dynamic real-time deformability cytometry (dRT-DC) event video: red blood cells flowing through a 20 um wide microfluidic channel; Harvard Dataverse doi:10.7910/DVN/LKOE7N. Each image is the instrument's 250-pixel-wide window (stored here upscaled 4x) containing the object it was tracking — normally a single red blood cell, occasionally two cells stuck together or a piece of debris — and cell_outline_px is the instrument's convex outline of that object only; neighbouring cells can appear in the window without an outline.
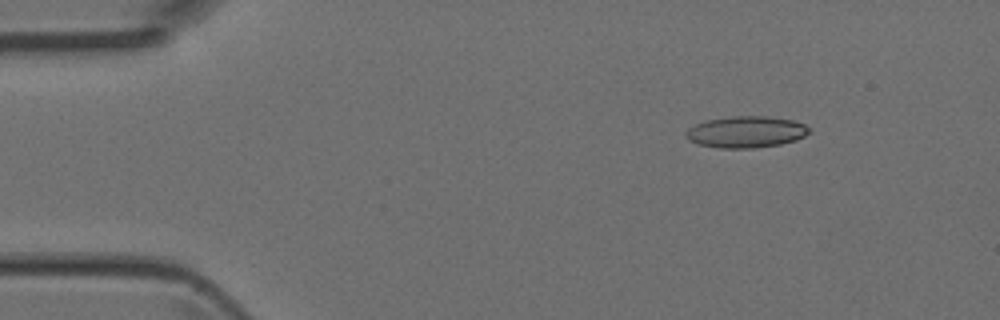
{"species": "Egyptian fruit bat (a non-hibernating species)", "species_latin": "Rousettus aegyptiacus", "temperature_condition": "room temperature", "stored_images_in_passage": 3, "camera_frame_rate_fps": 3000, "um_per_image_px": 0.085, "animal": {"sex": "female"}, "frame": {"image": 1, "passage_image": 1, "time_ms": 0.0, "image_size_px": [1000, 320], "cell_outline_px": [[808, 132], [804, 136], [796, 140], [780, 144], [756, 148], [720, 148], [700, 144], [688, 140], [684, 136], [684, 132], [688, 128], [696, 124], [708, 120], [732, 116], [768, 116], [792, 120], [804, 124], [808, 128]], "centroid_in_image_um": [63.38, 11.21], "position_along_channel_um": 21.6, "area_um2": 22.54}}
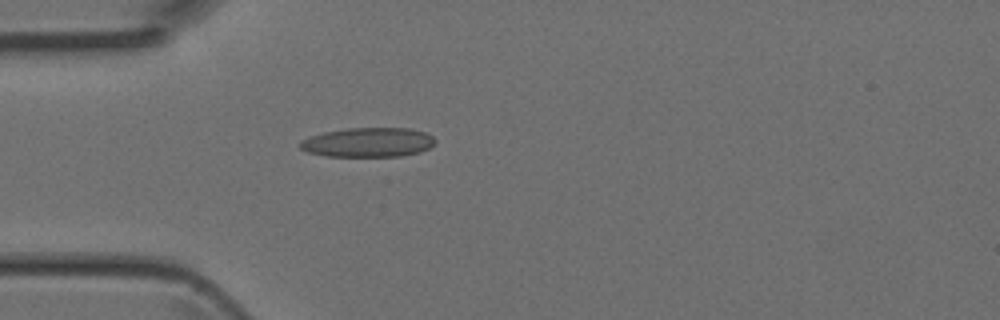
{"frame": {"image": 2, "passage_image": 3, "time_ms": 0.667, "image_size_px": [1000, 320], "cell_outline_px": [[436, 140], [428, 148], [420, 152], [400, 156], [328, 156], [308, 152], [300, 148], [300, 140], [308, 136], [324, 132], [348, 128], [412, 128], [424, 132], [432, 136]], "centroid_in_image_um": [31.27, 12.09], "position_along_channel_um": 53.7, "area_um2": 23.12}}